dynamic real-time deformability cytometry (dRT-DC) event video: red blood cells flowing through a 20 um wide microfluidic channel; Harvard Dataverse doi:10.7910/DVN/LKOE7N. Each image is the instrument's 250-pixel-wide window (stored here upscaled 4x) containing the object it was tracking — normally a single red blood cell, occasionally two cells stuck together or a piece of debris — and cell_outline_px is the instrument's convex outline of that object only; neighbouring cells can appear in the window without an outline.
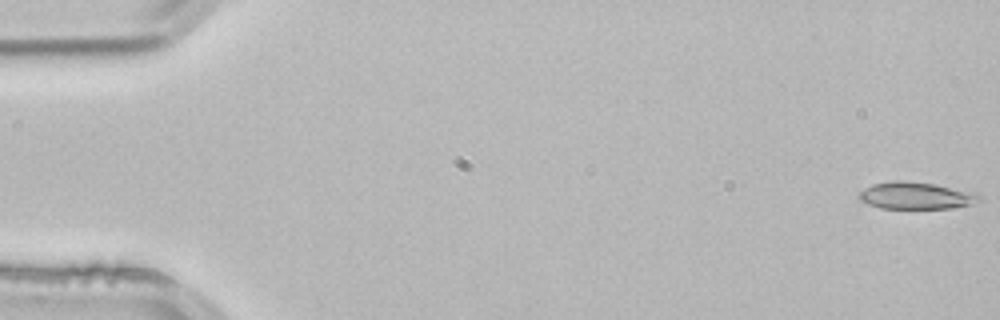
{"species": "common noctule bat (a hibernating species)", "species_latin": "Nyctalus noctula", "temperature_condition": "room temperature", "stored_images_in_passage": 3, "camera_frame_rate_fps": 3000, "um_per_image_px": 0.085, "animal": {"sex": "male", "body_mass_g": 21.5, "forearm_length_mm": 52.0}, "frame": {"image": 1, "passage_image": 1, "time_ms": 0.0, "image_size_px": [1000, 320], "cell_outline_px": [[984, 200], [972, 204], [952, 208], [880, 208], [868, 204], [860, 200], [856, 196], [864, 188], [872, 184], [892, 180], [904, 180], [932, 184], [980, 192], [984, 196]], "centroid_in_image_um": [77.92, 16.62], "position_along_channel_um": 7.1, "area_um2": 19.36}}
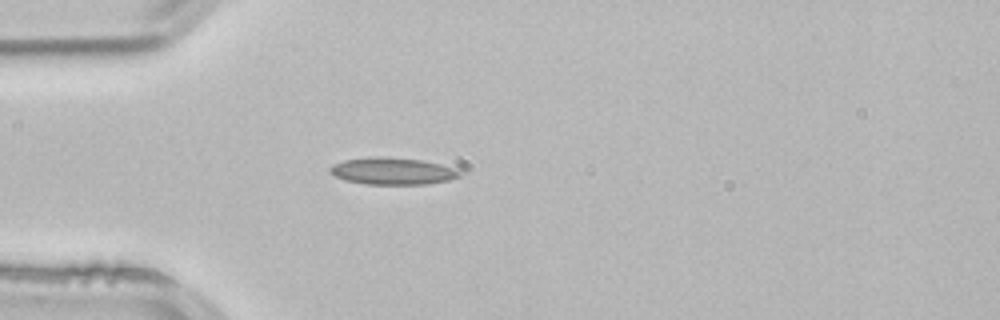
{"frame": {"image": 2, "passage_image": 3, "time_ms": 0.667, "image_size_px": [1000, 320], "cell_outline_px": [[464, 172], [460, 176], [448, 180], [428, 184], [364, 184], [344, 180], [328, 172], [328, 168], [332, 164], [344, 160], [372, 156], [384, 156], [424, 160], [456, 168]], "centroid_in_image_um": [33.36, 14.53], "position_along_channel_um": 51.6, "area_um2": 20.75}}